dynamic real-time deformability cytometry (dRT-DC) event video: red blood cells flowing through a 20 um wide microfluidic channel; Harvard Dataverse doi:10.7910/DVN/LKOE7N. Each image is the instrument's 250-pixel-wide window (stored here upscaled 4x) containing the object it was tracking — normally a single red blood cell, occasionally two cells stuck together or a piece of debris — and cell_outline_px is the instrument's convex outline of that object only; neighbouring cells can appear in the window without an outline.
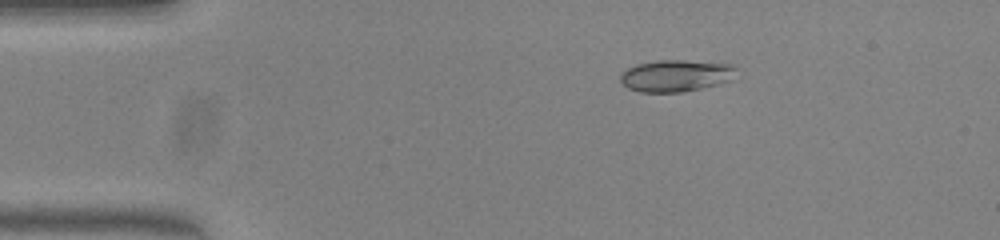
{"species": "common noctule bat (a hibernating species)", "species_latin": "Nyctalus noctula", "temperature_condition": "warm", "stored_images_in_passage": 51, "camera_frame_rate_fps": 3000, "um_per_image_px": 0.085, "animal": {"sex": "female", "body_mass_g": 23.0, "forearm_length_mm": 53.4}, "frame": {"image": 1, "passage_image": 9, "time_ms": 2.667, "image_size_px": [1000, 240], "cell_outline_px": [[736, 68], [732, 80], [700, 88], [680, 92], [640, 92], [628, 88], [620, 80], [620, 72], [636, 64], [656, 60], [684, 60], [732, 64]], "centroid_in_image_um": [57.42, 6.42], "position_along_channel_um": 27.6, "area_um2": 21.44}}
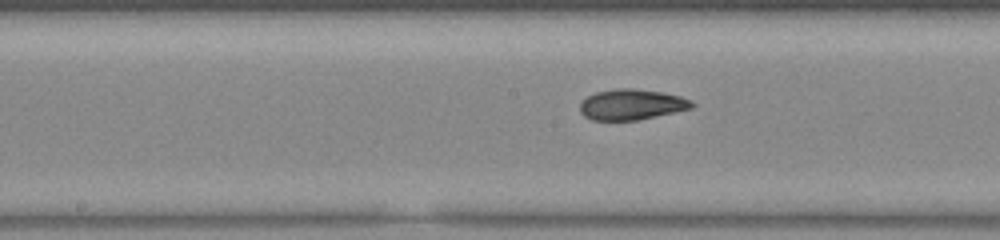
{"frame": {"image": 2, "passage_image": 26, "time_ms": 8.333, "image_size_px": [1000, 240], "cell_outline_px": [[696, 104], [692, 108], [656, 116], [636, 120], [592, 120], [584, 116], [580, 112], [580, 104], [588, 96], [596, 92], [616, 88], [632, 88], [664, 92], [680, 96], [692, 100]], "centroid_in_image_um": [53.71, 8.88], "position_along_channel_um": 194.5, "area_um2": 20.0}}
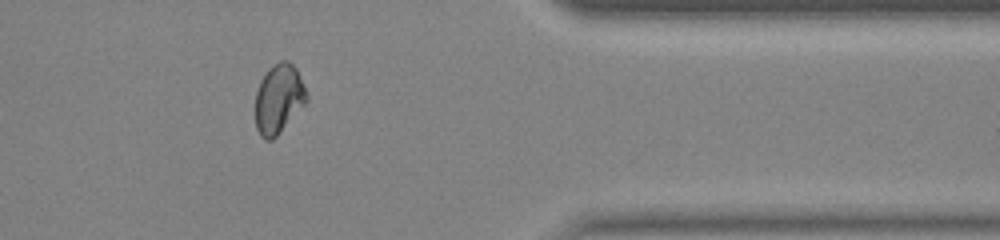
{"frame": {"image": 3, "passage_image": 42, "time_ms": 13.667, "image_size_px": [1000, 240], "cell_outline_px": [[308, 100], [276, 136], [272, 140], [264, 140], [260, 136], [256, 128], [256, 92], [260, 80], [268, 68], [280, 60], [288, 60], [296, 68], [308, 96]], "centroid_in_image_um": [23.67, 8.39], "position_along_channel_um": 387.7, "area_um2": 20.58}, "authors_computed_cell_mechanics": {"area_um2": 20.6346, "velocity_mm_per_s": 3.9987, "shape_relaxation_time_tau1_ms": 5.4229, "shape_relaxation_time_tau2_ms": 2.6735, "deformation_change_tau1": 0.1476, "deformation_change_tau2": 0.056}}